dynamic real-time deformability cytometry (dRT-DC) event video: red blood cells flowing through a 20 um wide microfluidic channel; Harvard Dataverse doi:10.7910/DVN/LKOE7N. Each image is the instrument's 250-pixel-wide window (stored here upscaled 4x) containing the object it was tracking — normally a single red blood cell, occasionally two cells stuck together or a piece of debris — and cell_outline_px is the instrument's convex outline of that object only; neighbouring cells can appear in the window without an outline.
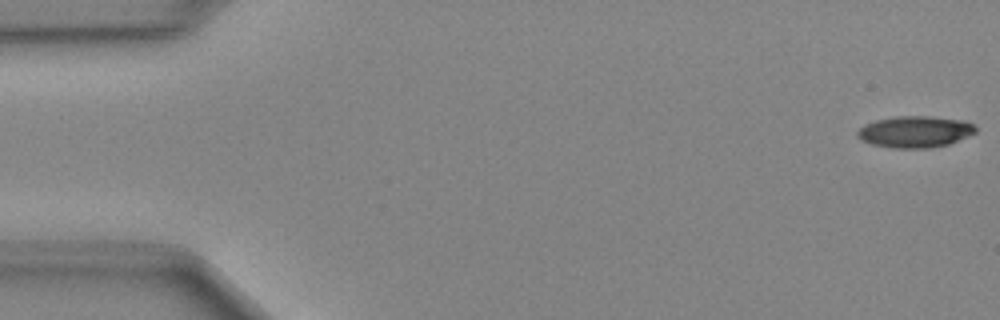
{"species": "Egyptian fruit bat (a non-hibernating species)", "species_latin": "Rousettus aegyptiacus", "temperature_condition": "cold", "stored_images_in_passage": 49, "camera_frame_rate_fps": 3000, "um_per_image_px": 0.085, "animal": {"sex": "female"}, "frame": {"image": 1, "passage_image": 1, "time_ms": 0.0, "image_size_px": [1000, 320], "cell_outline_px": [[976, 132], [948, 144], [932, 148], [892, 148], [872, 144], [860, 140], [856, 136], [856, 132], [864, 124], [876, 120], [892, 116], [928, 116], [960, 120], [972, 124], [976, 128]], "centroid_in_image_um": [77.71, 11.2], "position_along_channel_um": 7.3, "area_um2": 21.68}}
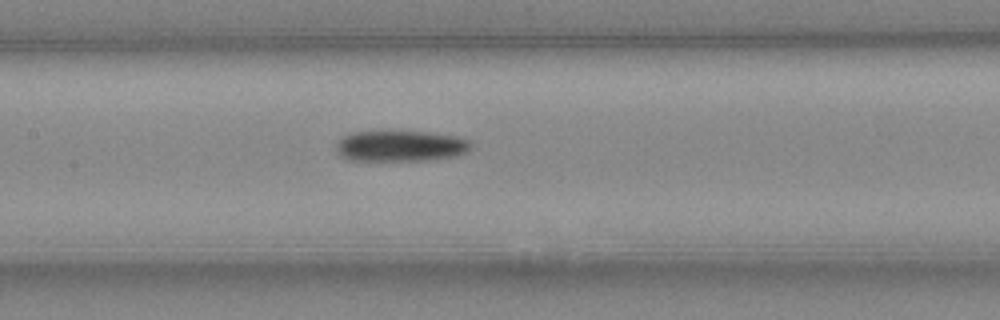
{"frame": {"image": 2, "passage_image": 23, "time_ms": 7.333, "image_size_px": [1000, 320], "cell_outline_px": [[472, 144], [468, 152], [456, 156], [428, 160], [348, 160], [340, 156], [336, 152], [336, 144], [344, 136], [352, 132], [428, 132], [456, 136], [468, 140]], "centroid_in_image_um": [34.05, 12.42], "position_along_channel_um": 173.4, "area_um2": 24.16}}
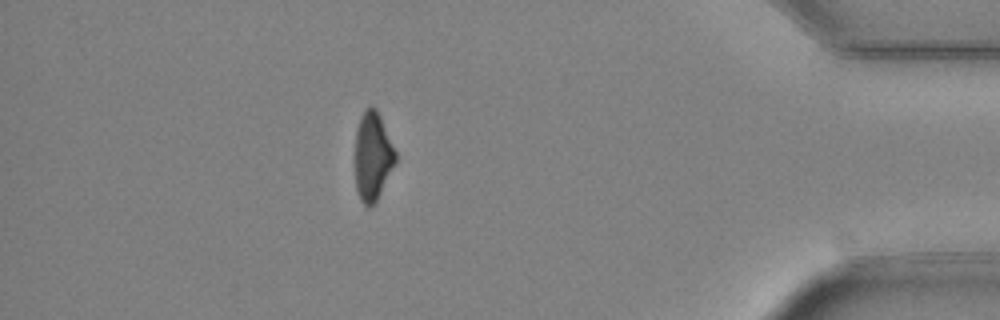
{"frame": {"image": 3, "passage_image": 43, "time_ms": 14.0, "image_size_px": [1000, 320], "cell_outline_px": [[396, 160], [376, 200], [368, 208], [360, 200], [356, 188], [356, 132], [360, 116], [364, 108], [376, 108], [380, 116], [396, 152]], "centroid_in_image_um": [31.66, 13.26], "position_along_channel_um": 403.5, "area_um2": 20.29}}